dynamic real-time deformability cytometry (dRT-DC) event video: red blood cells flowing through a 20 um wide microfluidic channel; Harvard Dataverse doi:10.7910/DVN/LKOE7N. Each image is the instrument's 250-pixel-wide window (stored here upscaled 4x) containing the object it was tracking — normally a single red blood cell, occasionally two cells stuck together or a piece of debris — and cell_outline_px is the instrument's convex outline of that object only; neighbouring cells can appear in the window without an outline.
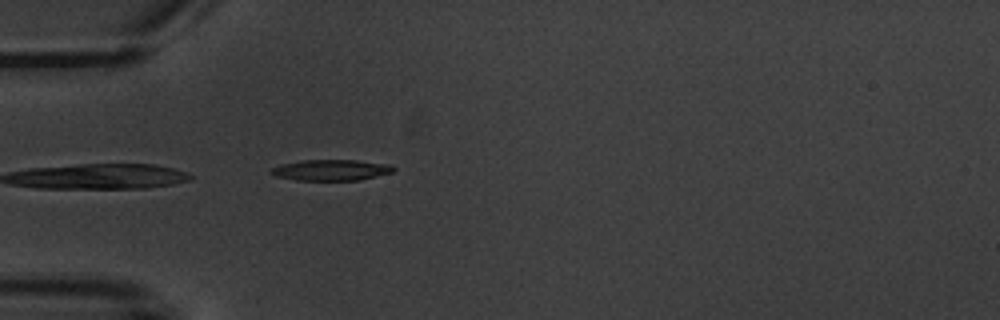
{"species": "common noctule bat (a hibernating species)", "species_latin": "Nyctalus noctula", "temperature_condition": "warm", "stored_images_in_passage": 3, "camera_frame_rate_fps": 3000, "um_per_image_px": 0.085, "animal": {"sex": "male", "body_mass_g": 20.1, "forearm_length_mm": 53.5}, "frame": {"image": 1, "passage_image": 3, "time_ms": 2.0, "image_size_px": [1000, 320], "cell_outline_px": [[396, 168], [392, 172], [360, 180], [296, 180], [276, 176], [268, 172], [272, 168], [280, 164], [300, 160], [356, 160], [392, 164]], "centroid_in_image_um": [28.14, 14.44], "position_along_channel_um": 56.9, "area_um2": 15.03}}